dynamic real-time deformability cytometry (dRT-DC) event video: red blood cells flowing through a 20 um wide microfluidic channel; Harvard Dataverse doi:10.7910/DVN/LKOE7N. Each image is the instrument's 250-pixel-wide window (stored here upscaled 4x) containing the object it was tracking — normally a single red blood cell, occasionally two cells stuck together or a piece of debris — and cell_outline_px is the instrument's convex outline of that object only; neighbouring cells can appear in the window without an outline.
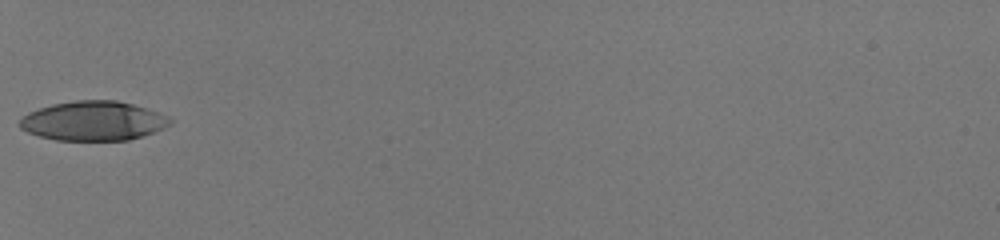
{"species": "human", "species_latin": "Homo sapiens", "temperature_condition": "room temperature", "stored_images_in_passage": 32, "camera_frame_rate_fps": 3000, "um_per_image_px": 0.085, "donor": {"sex": "male"}, "frame": {"image": 1, "passage_image": 1, "time_ms": 0.0, "image_size_px": [1000, 240], "cell_outline_px": [[172, 124], [164, 128], [128, 140], [56, 140], [40, 136], [28, 132], [20, 128], [16, 124], [28, 112], [52, 104], [76, 100], [116, 100], [132, 104], [156, 112], [172, 120]], "centroid_in_image_um": [7.88, 10.28], "position_along_channel_um": 77.1, "area_um2": 34.22}}
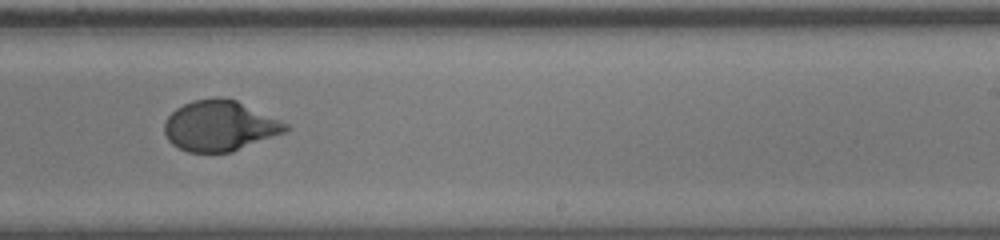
{"frame": {"image": 2, "passage_image": 16, "time_ms": 5.0, "image_size_px": [1000, 240], "cell_outline_px": [[292, 128], [288, 132], [232, 152], [188, 152], [172, 144], [168, 140], [164, 132], [164, 120], [176, 108], [192, 100], [216, 96], [220, 96], [236, 100], [280, 120], [288, 124]], "centroid_in_image_um": [18.7, 10.69], "position_along_channel_um": 270.3, "area_um2": 36.01}}
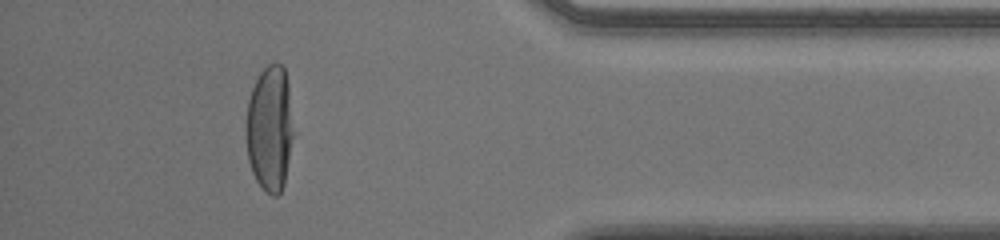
{"frame": {"image": 3, "passage_image": 28, "time_ms": 9.0, "image_size_px": [1000, 240], "cell_outline_px": [[296, 132], [284, 184], [280, 192], [276, 196], [272, 196], [256, 180], [252, 172], [248, 160], [244, 128], [248, 100], [252, 88], [260, 72], [268, 64], [280, 64], [284, 68], [288, 84]], "centroid_in_image_um": [22.95, 10.92], "position_along_channel_um": 412.2, "area_um2": 35.72}, "authors_computed_cell_mechanics": {"area_um2": 35.8649, "velocity_mm_per_s": 4.028, "shape_relaxation_time_tau1_ms": 3.9309, "shape_relaxation_time_tau2_ms": null, "deformation_change_tau1": 0.2375, "deformation_change_tau2": null}}